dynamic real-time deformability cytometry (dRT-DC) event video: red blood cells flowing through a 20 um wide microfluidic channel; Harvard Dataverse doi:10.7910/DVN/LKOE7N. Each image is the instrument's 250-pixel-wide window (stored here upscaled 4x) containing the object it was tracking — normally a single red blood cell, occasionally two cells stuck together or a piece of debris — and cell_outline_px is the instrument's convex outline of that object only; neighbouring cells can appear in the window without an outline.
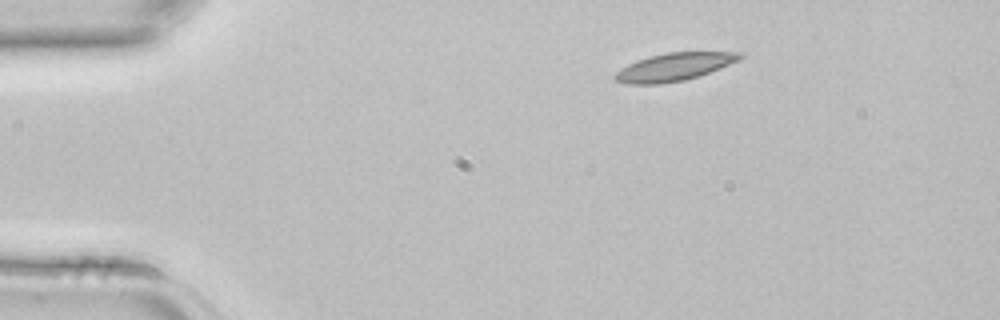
{"species": "common noctule bat (a hibernating species)", "species_latin": "Nyctalus noctula", "temperature_condition": "room temperature", "stored_images_in_passage": 2, "camera_frame_rate_fps": 3000, "um_per_image_px": 0.085, "animal": {"sex": "female", "body_mass_g": 22.7, "forearm_length_mm": 54.2}, "frame": {"image": 1, "passage_image": 1, "time_ms": 0.0, "image_size_px": [1000, 320], "cell_outline_px": [[744, 56], [740, 60], [700, 76], [684, 80], [660, 84], [628, 84], [616, 80], [612, 76], [620, 68], [636, 60], [648, 56], [668, 52], [744, 52]], "centroid_in_image_um": [57.31, 5.68], "position_along_channel_um": 27.7, "area_um2": 20.4}}